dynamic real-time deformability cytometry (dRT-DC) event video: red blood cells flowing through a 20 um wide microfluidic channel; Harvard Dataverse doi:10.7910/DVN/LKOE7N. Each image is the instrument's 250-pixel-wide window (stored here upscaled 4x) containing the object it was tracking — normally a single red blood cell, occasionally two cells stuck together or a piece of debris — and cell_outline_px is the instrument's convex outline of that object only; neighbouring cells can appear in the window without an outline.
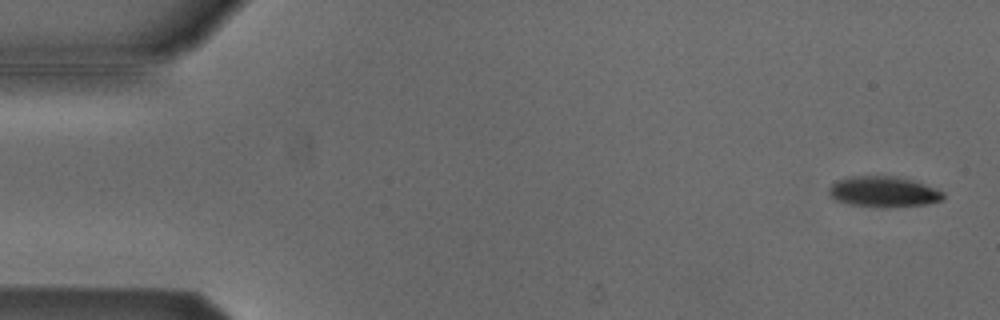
{"species": "Egyptian fruit bat (a non-hibernating species)", "species_latin": "Rousettus aegyptiacus", "temperature_condition": "cold", "stored_images_in_passage": 54, "camera_frame_rate_fps": 3000, "um_per_image_px": 0.085, "animal": {"sex": "male"}, "frame": {"image": 1, "passage_image": 2, "time_ms": 0.333, "image_size_px": [1000, 320], "cell_outline_px": [[944, 200], [928, 204], [888, 208], [880, 208], [848, 204], [836, 200], [828, 192], [828, 188], [836, 180], [848, 176], [896, 176], [912, 180], [924, 184], [944, 192]], "centroid_in_image_um": [75.1, 16.31], "position_along_channel_um": 9.9, "area_um2": 20.75}}
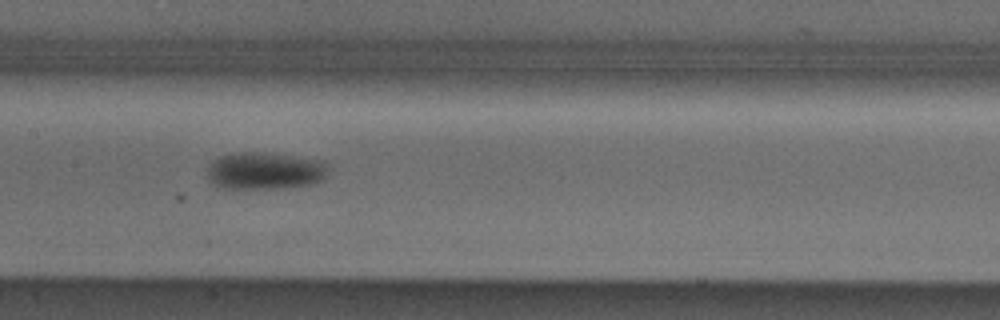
{"frame": {"image": 2, "passage_image": 26, "time_ms": 8.333, "image_size_px": [1000, 320], "cell_outline_px": [[328, 164], [324, 180], [316, 184], [280, 188], [224, 188], [212, 184], [208, 180], [208, 164], [212, 160], [220, 156], [236, 152], [264, 152], [328, 160]], "centroid_in_image_um": [22.55, 14.51], "position_along_channel_um": 184.8, "area_um2": 26.82}}
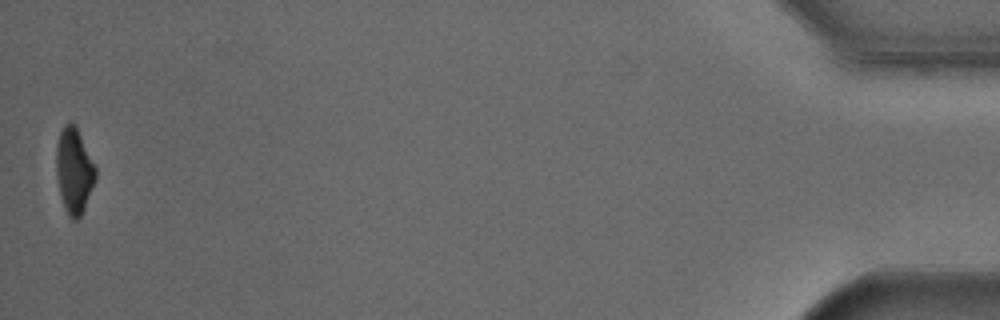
{"frame": {"image": 3, "passage_image": 53, "time_ms": 17.333, "image_size_px": [1000, 320], "cell_outline_px": [[96, 176], [84, 208], [80, 216], [76, 220], [72, 220], [68, 216], [64, 208], [60, 196], [56, 176], [56, 144], [60, 132], [64, 124], [72, 120], [96, 168]], "centroid_in_image_um": [6.26, 14.52], "position_along_channel_um": 428.9, "area_um2": 19.36}}